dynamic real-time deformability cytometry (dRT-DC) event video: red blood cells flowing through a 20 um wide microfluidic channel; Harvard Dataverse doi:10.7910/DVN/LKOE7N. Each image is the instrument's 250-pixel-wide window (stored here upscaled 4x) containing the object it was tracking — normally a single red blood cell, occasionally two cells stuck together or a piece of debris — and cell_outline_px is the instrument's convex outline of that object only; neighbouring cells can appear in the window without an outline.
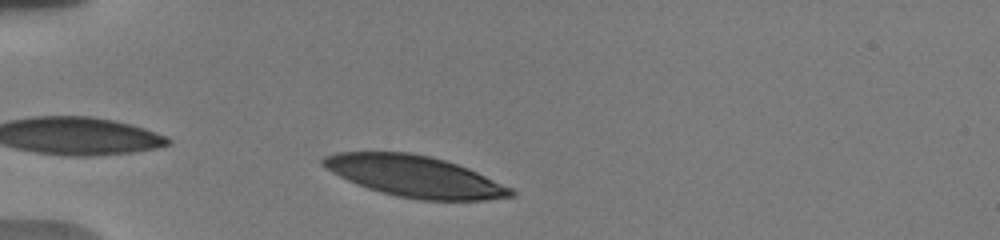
{"species": "human", "species_latin": "Homo sapiens", "temperature_condition": "warm", "stored_images_in_passage": 10, "camera_frame_rate_fps": 3000, "um_per_image_px": 0.085, "donor": {"sex": "male"}, "frame": {"image": 1, "passage_image": 6, "time_ms": 1.0, "image_size_px": [1000, 240], "cell_outline_px": [[516, 196], [484, 200], [420, 200], [396, 196], [380, 192], [368, 188], [348, 180], [332, 172], [320, 164], [320, 160], [324, 156], [336, 152], [408, 152], [432, 156], [468, 168], [512, 188], [516, 192]], "centroid_in_image_um": [35.25, 14.99], "position_along_channel_um": 49.7, "area_um2": 45.08}}